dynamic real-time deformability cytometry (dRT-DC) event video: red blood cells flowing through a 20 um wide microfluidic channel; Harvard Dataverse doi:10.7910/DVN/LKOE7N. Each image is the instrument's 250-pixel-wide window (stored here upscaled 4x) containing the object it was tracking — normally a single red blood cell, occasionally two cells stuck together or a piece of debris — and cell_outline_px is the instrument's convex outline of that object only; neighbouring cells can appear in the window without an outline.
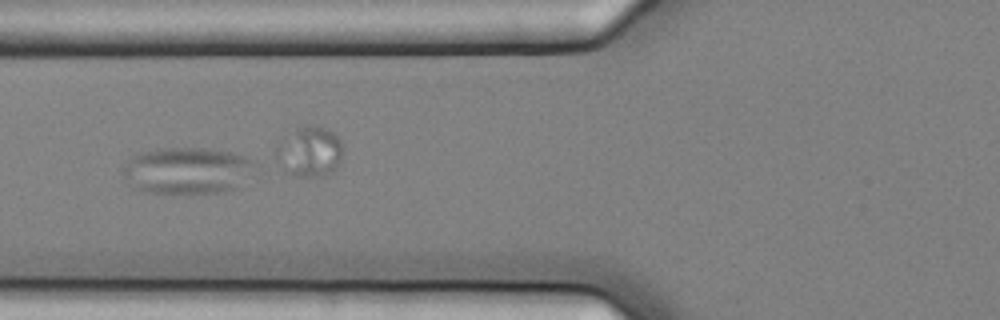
{"species": "common noctule bat (a hibernating species)", "species_latin": "Nyctalus noctula", "temperature_condition": "cold", "stored_images_in_passage": 13, "camera_frame_rate_fps": 3000, "um_per_image_px": 0.085, "animal": {"sex": "female", "body_mass_g": 25.1}, "frame": {"image": 1, "passage_image": 4, "time_ms": 1.0, "image_size_px": [1000, 320], "cell_outline_px": [[264, 172], [236, 188], [224, 192], [144, 192], [132, 188], [128, 184], [124, 176], [124, 168], [128, 160], [140, 152], [160, 148], [208, 148], [232, 152], [256, 160], [260, 164]], "centroid_in_image_um": [16.11, 14.49], "position_along_channel_um": 109.7, "area_um2": 37.05}}
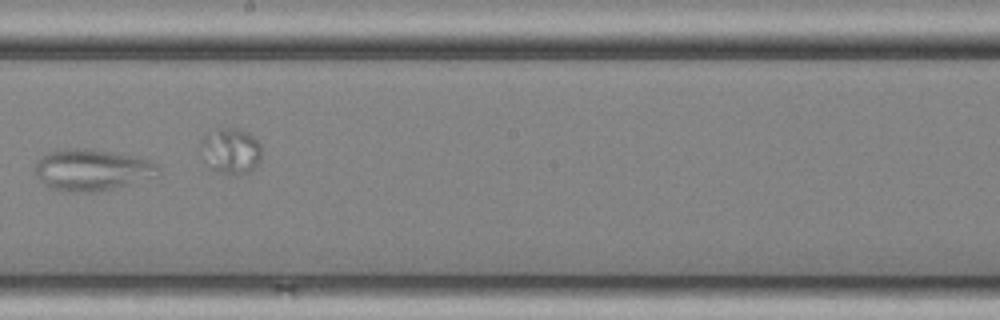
{"frame": {"image": 2, "passage_image": 7, "time_ms": 2.0, "image_size_px": [1000, 320], "cell_outline_px": [[160, 176], [128, 184], [88, 192], [64, 192], [52, 188], [40, 180], [36, 176], [36, 164], [48, 152], [76, 148], [92, 148], [148, 156], [160, 164]], "centroid_in_image_um": [7.97, 14.4], "position_along_channel_um": 240.2, "area_um2": 30.29}}
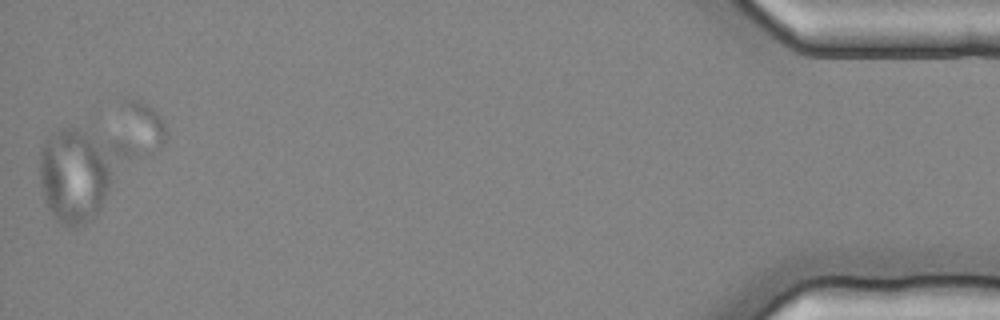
{"frame": {"image": 3, "passage_image": 13, "time_ms": 4.0, "image_size_px": [1000, 320], "cell_outline_px": [[136, 156], [100, 208], [84, 224], [72, 228], [60, 224], [48, 208], [44, 200], [40, 180], [40, 148], [44, 140], [60, 128], [68, 124], [120, 140], [128, 144], [136, 152]], "centroid_in_image_um": [6.86, 14.64], "position_along_channel_um": 428.3, "area_um2": 48.32}}